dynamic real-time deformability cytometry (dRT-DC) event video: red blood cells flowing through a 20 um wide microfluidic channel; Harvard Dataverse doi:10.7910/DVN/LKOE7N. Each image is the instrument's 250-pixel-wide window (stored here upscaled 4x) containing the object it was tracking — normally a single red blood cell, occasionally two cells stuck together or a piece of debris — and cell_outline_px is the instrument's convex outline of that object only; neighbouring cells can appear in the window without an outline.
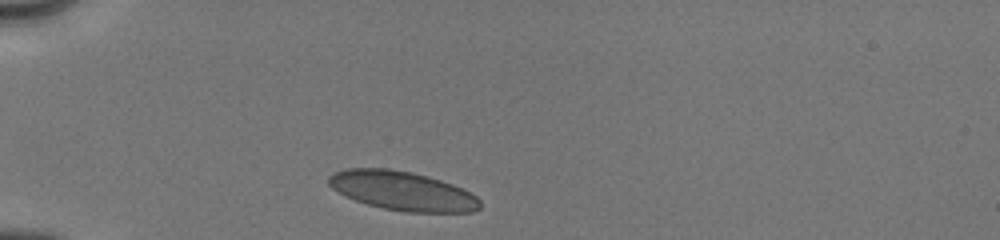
{"species": "human", "species_latin": "Homo sapiens", "temperature_condition": "cold", "stored_images_in_passage": 15, "camera_frame_rate_fps": 3000, "um_per_image_px": 0.085, "donor": {"sex": "male"}, "frame": {"image": 1, "passage_image": 1, "time_ms": 0.0, "image_size_px": [1000, 240], "cell_outline_px": [[480, 208], [472, 212], [408, 212], [384, 208], [368, 204], [344, 196], [332, 188], [328, 184], [328, 176], [336, 172], [348, 168], [388, 168], [412, 172], [428, 176], [452, 184], [476, 196], [480, 200]], "centroid_in_image_um": [34.19, 16.22], "position_along_channel_um": 50.8, "area_um2": 34.28}}
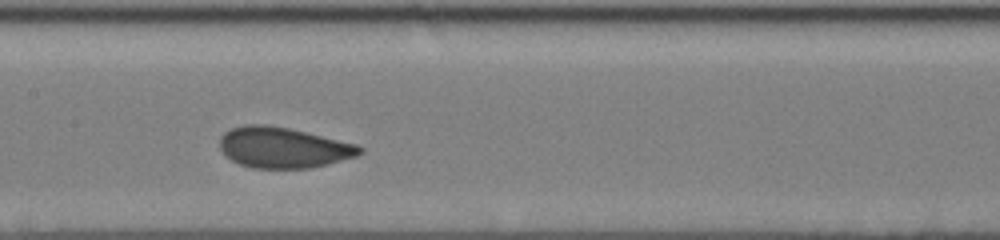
{"frame": {"image": 2, "passage_image": 9, "time_ms": 4.0, "image_size_px": [1000, 240], "cell_outline_px": [[364, 152], [356, 156], [308, 168], [252, 168], [240, 164], [232, 160], [220, 148], [220, 136], [224, 132], [232, 128], [244, 124], [264, 124], [288, 128], [356, 144], [364, 148]], "centroid_in_image_um": [24.05, 12.53], "position_along_channel_um": 183.4, "area_um2": 32.83}}
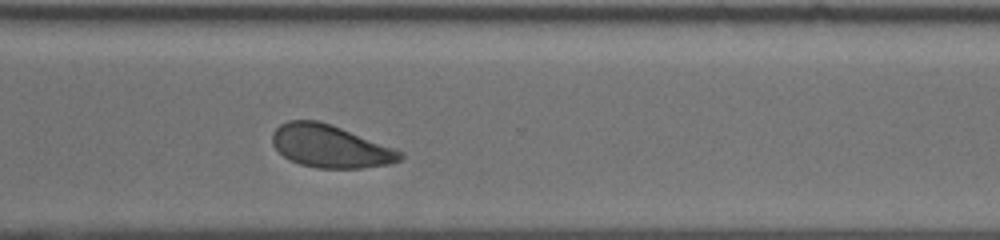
{"frame": {"image": 3, "passage_image": 15, "time_ms": 8.0, "image_size_px": [1000, 240], "cell_outline_px": [[404, 160], [388, 164], [360, 168], [316, 168], [300, 164], [284, 156], [272, 144], [272, 132], [280, 124], [288, 120], [316, 120], [332, 124], [396, 148], [404, 152]], "centroid_in_image_um": [28.11, 12.43], "position_along_channel_um": 342.5, "area_um2": 32.02}}